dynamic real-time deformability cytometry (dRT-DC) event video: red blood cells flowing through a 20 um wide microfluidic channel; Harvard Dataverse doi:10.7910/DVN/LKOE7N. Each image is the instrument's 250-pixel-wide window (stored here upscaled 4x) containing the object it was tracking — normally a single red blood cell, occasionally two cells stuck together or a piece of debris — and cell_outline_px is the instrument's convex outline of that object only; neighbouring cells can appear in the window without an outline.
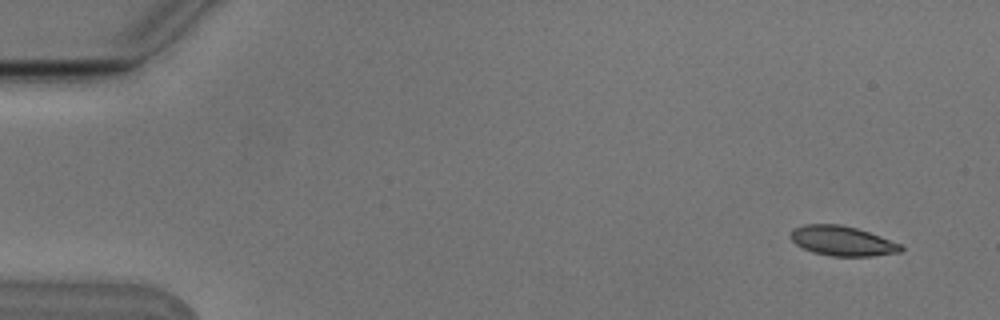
{"species": "Egyptian fruit bat (a non-hibernating species)", "species_latin": "Rousettus aegyptiacus", "temperature_condition": "cold", "stored_images_in_passage": 5, "camera_frame_rate_fps": 3000, "um_per_image_px": 0.085, "animal": {"sex": "male"}, "frame": {"image": 1, "passage_image": 1, "time_ms": 0.0, "image_size_px": [1000, 320], "cell_outline_px": [[904, 248], [900, 252], [872, 256], [832, 256], [812, 252], [796, 244], [788, 236], [792, 228], [804, 224], [840, 224], [856, 228], [880, 236], [900, 244]], "centroid_in_image_um": [71.55, 20.47], "position_along_channel_um": 13.5, "area_um2": 19.13}}
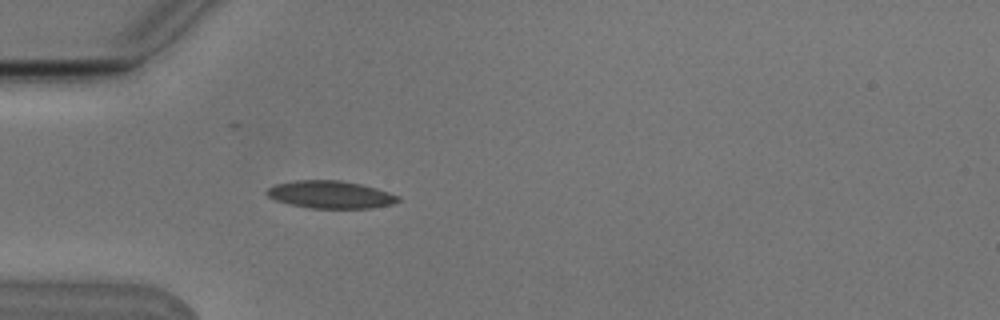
{"frame": {"image": 2, "passage_image": 5, "time_ms": 1.333, "image_size_px": [1000, 320], "cell_outline_px": [[400, 200], [392, 204], [372, 208], [312, 208], [292, 204], [276, 200], [268, 196], [264, 192], [268, 188], [276, 184], [296, 180], [340, 180], [360, 184], [376, 188], [400, 196]], "centroid_in_image_um": [28.1, 16.53], "position_along_channel_um": 56.9, "area_um2": 20.92}}